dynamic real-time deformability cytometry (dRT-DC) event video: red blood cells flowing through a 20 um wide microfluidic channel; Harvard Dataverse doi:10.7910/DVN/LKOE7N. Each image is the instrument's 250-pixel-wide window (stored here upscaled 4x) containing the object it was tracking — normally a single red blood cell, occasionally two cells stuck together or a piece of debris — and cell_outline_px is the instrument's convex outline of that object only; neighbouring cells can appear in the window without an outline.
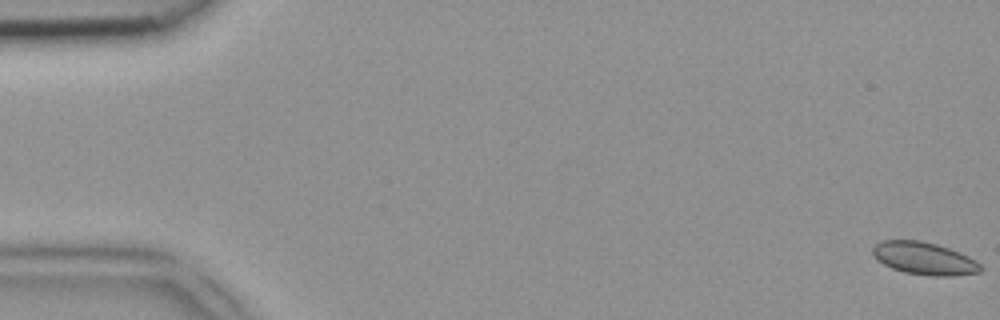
{"species": "common noctule bat (a hibernating species)", "species_latin": "Nyctalus noctula", "temperature_condition": "room temperature", "stored_images_in_passage": 48, "camera_frame_rate_fps": 3000, "um_per_image_px": 0.085, "animal": {"sex": "female", "body_mass_g": 18.4}, "frame": {"image": 1, "passage_image": 1, "time_ms": 0.0, "image_size_px": [1000, 320], "cell_outline_px": [[984, 268], [980, 272], [952, 276], [932, 276], [904, 272], [892, 268], [876, 260], [872, 252], [872, 248], [880, 240], [920, 240], [936, 244], [960, 252], [976, 260]], "centroid_in_image_um": [78.56, 21.96], "position_along_channel_um": 6.4, "area_um2": 20.58}}
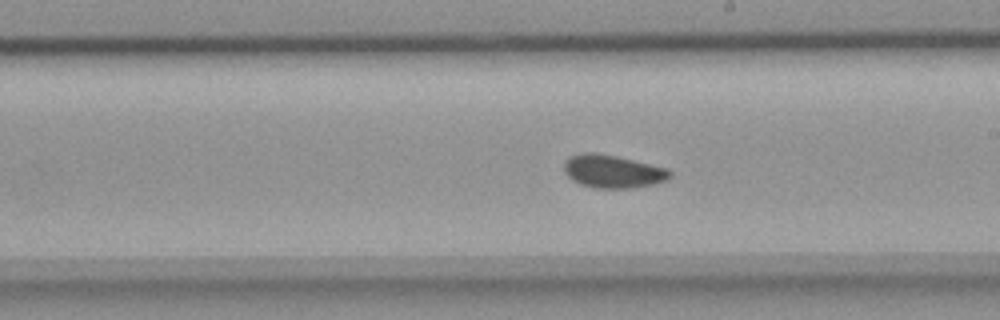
{"frame": {"image": 2, "passage_image": 28, "time_ms": 9.0, "image_size_px": [1000, 320], "cell_outline_px": [[672, 176], [668, 180], [652, 184], [632, 188], [596, 188], [580, 184], [572, 180], [564, 172], [564, 160], [572, 156], [584, 152], [596, 152], [616, 156], [668, 168], [672, 172]], "centroid_in_image_um": [52.09, 14.57], "position_along_channel_um": 236.9, "area_um2": 20.46}}
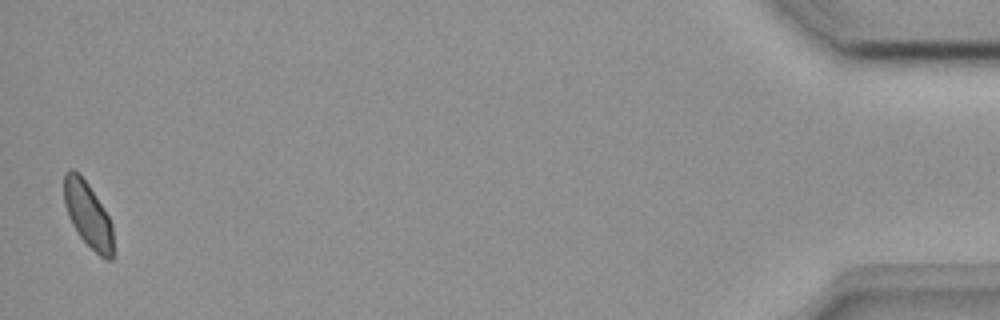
{"frame": {"image": 3, "passage_image": 48, "time_ms": 15.667, "image_size_px": [1000, 320], "cell_outline_px": [[112, 260], [108, 260], [100, 256], [80, 236], [72, 224], [68, 216], [64, 204], [64, 172], [72, 168], [88, 184], [108, 216], [112, 224]], "centroid_in_image_um": [7.45, 18.24], "position_along_channel_um": 427.8, "area_um2": 18.26}}